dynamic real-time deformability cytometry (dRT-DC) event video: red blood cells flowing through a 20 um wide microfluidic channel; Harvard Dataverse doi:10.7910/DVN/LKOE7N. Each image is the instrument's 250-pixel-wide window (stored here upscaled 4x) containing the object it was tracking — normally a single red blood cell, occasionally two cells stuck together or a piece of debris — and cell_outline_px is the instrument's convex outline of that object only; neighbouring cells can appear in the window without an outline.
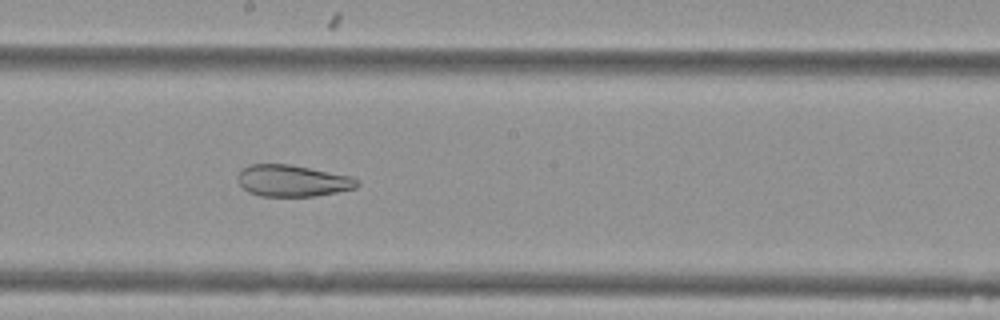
{"species": "Egyptian fruit bat (a non-hibernating species)", "species_latin": "Rousettus aegyptiacus", "temperature_condition": "cold", "stored_images_in_passage": 53, "camera_frame_rate_fps": 3000, "um_per_image_px": 0.085, "animal": {"sex": "female"}, "frame": {"image": 1, "passage_image": 29, "time_ms": 9.333, "image_size_px": [1000, 320], "cell_outline_px": [[360, 184], [356, 188], [316, 196], [260, 196], [248, 192], [236, 180], [240, 172], [248, 164], [288, 164], [352, 176]], "centroid_in_image_um": [24.86, 15.37], "position_along_channel_um": 223.3, "area_um2": 21.91}}
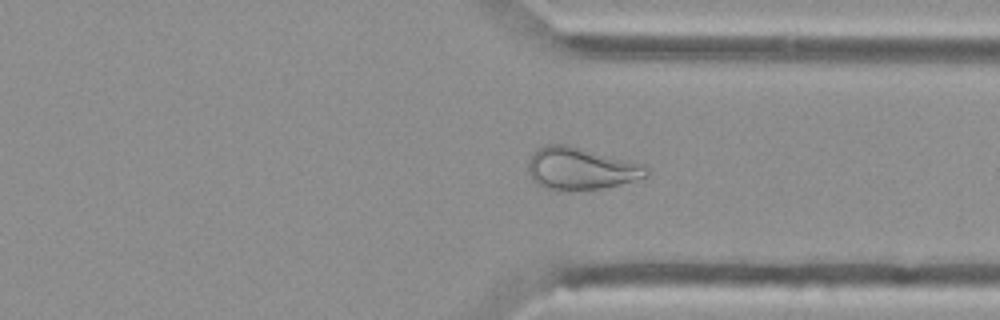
{"frame": {"image": 2, "passage_image": 40, "time_ms": 13.0, "image_size_px": [1000, 320], "cell_outline_px": [[648, 176], [620, 184], [604, 188], [568, 192], [544, 188], [536, 184], [532, 180], [528, 172], [528, 160], [532, 152], [544, 144], [568, 144], [644, 164], [648, 172]], "centroid_in_image_um": [49.31, 14.34], "position_along_channel_um": 362.1, "area_um2": 29.65}}
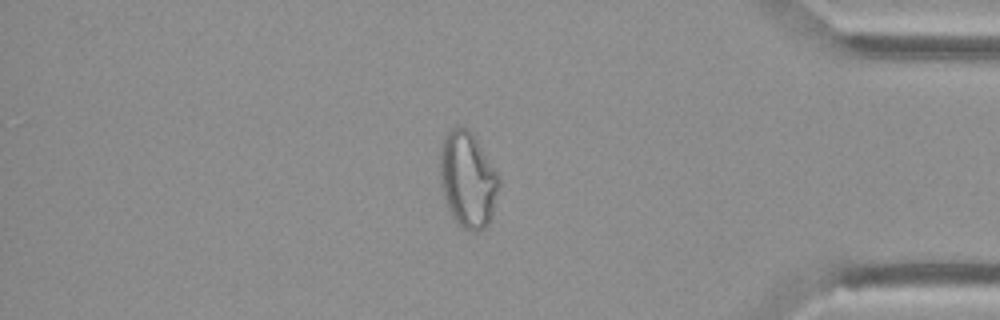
{"frame": {"image": 3, "passage_image": 45, "time_ms": 14.667, "image_size_px": [1000, 320], "cell_outline_px": [[500, 184], [492, 216], [488, 224], [480, 232], [468, 232], [452, 216], [444, 200], [440, 188], [440, 144], [444, 136], [452, 128], [468, 128], [472, 132], [500, 176]], "centroid_in_image_um": [39.76, 15.28], "position_along_channel_um": 395.4, "area_um2": 33.35}}